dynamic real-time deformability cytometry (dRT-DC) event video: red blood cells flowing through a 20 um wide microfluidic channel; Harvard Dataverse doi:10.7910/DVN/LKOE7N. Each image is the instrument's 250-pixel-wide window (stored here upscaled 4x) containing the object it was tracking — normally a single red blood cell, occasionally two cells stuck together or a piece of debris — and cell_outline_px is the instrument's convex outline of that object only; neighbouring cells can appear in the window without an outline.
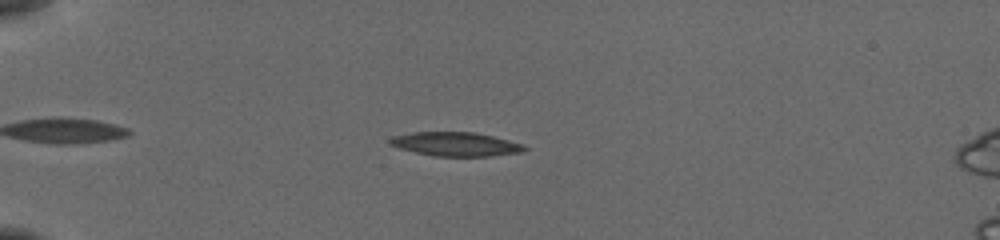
{"species": "common noctule bat (a hibernating species)", "species_latin": "Nyctalus noctula", "temperature_condition": "cold", "stored_images_in_passage": 48, "camera_frame_rate_fps": 3000, "um_per_image_px": 0.085, "animal": {"sex": "female", "body_mass_g": 19.5, "forearm_length_mm": 54.1}, "frame": {"image": 1, "passage_image": 13, "time_ms": 4.0, "image_size_px": [1000, 240], "cell_outline_px": [[528, 148], [524, 152], [492, 156], [432, 156], [400, 148], [388, 144], [388, 140], [392, 136], [412, 132], [472, 132], [492, 136], [508, 140], [520, 144]], "centroid_in_image_um": [38.71, 12.25], "position_along_channel_um": 46.3, "area_um2": 18.73}}
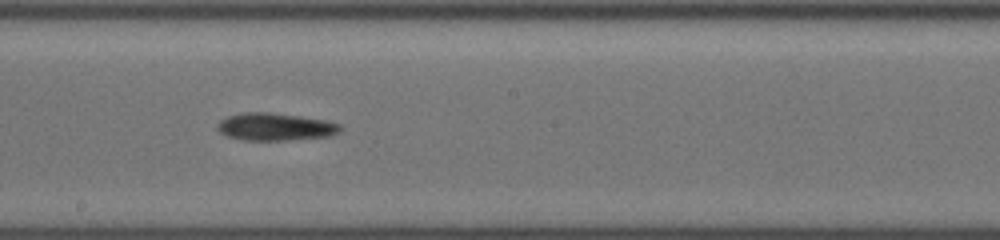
{"frame": {"image": 2, "passage_image": 30, "time_ms": 9.667, "image_size_px": [1000, 240], "cell_outline_px": [[340, 132], [332, 136], [284, 140], [240, 140], [228, 136], [220, 132], [216, 128], [216, 124], [220, 120], [228, 116], [244, 112], [268, 112], [300, 116], [324, 120], [340, 124]], "centroid_in_image_um": [23.37, 10.78], "position_along_channel_um": 224.8, "area_um2": 19.71}}
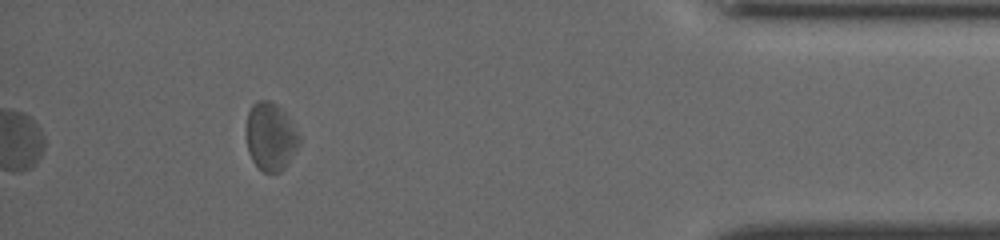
{"frame": {"image": 3, "passage_image": 48, "time_ms": 15.667, "image_size_px": [1000, 240], "cell_outline_px": [[300, 144], [296, 152], [288, 164], [280, 172], [264, 172], [252, 160], [248, 152], [244, 128], [248, 112], [252, 104], [256, 100], [268, 100], [276, 104], [284, 112], [296, 128], [300, 136]], "centroid_in_image_um": [22.98, 11.6], "position_along_channel_um": 412.2, "area_um2": 21.39}, "authors_computed_cell_mechanics": {"area_um2": 19.4497, "velocity_mm_per_s": 3.8314, "shape_relaxation_time_tau1_ms": 3.5225, "shape_relaxation_time_tau2_ms": 3.6008, "deformation_change_tau1": 0.0956, "deformation_change_tau2": 0.1328}}